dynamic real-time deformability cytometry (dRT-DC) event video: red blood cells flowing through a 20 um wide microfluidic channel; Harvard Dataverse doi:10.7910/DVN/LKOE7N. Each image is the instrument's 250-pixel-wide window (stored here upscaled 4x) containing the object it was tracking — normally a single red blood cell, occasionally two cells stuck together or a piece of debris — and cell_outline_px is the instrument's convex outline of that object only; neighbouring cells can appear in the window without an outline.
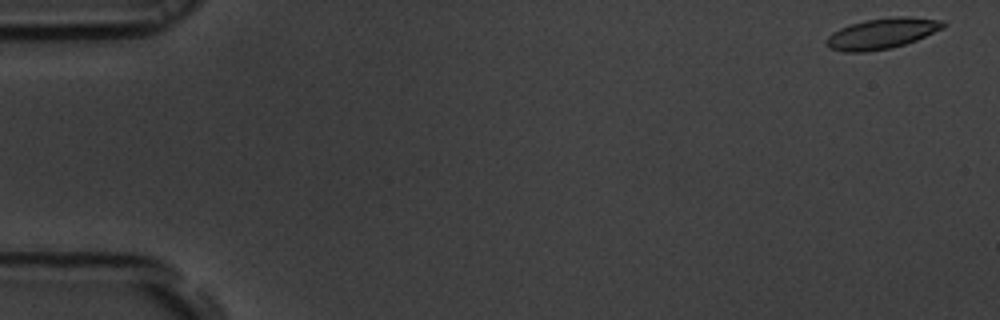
{"species": "common noctule bat (a hibernating species)", "species_latin": "Nyctalus noctula", "temperature_condition": "room temperature", "stored_images_in_passage": 54, "camera_frame_rate_fps": 3000, "um_per_image_px": 0.085, "animal": {"sex": "male", "body_mass_g": 19.5, "forearm_length_mm": 54.6}, "frame": {"image": 1, "passage_image": 1, "time_ms": 0.0, "image_size_px": [1000, 320], "cell_outline_px": [[948, 24], [944, 28], [916, 40], [892, 48], [864, 52], [844, 52], [828, 48], [824, 40], [832, 32], [840, 28], [864, 20], [896, 16], [904, 16], [944, 20]], "centroid_in_image_um": [74.97, 2.84], "position_along_channel_um": 10.0, "area_um2": 21.04}}
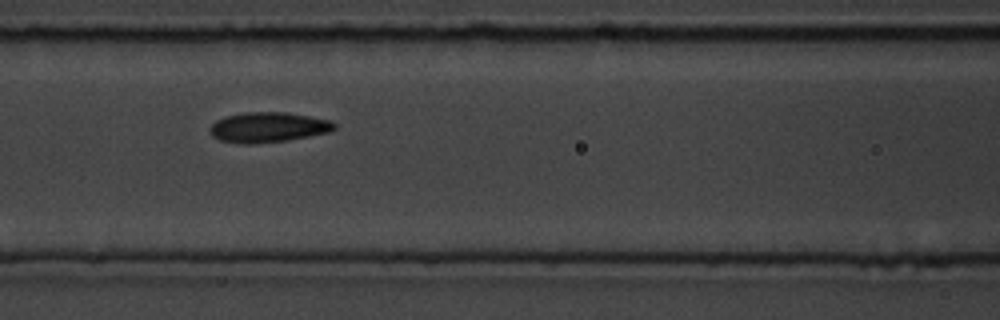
{"frame": {"image": 2, "passage_image": 23, "time_ms": 7.333, "image_size_px": [1000, 320], "cell_outline_px": [[336, 128], [328, 132], [288, 140], [252, 144], [240, 144], [220, 140], [212, 136], [208, 128], [216, 120], [224, 116], [244, 112], [288, 112], [328, 120], [336, 124]], "centroid_in_image_um": [22.73, 10.82], "position_along_channel_um": 143.9, "area_um2": 21.91}}
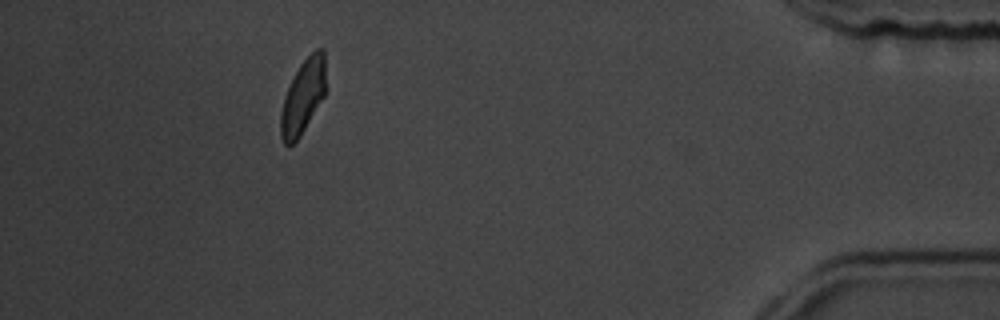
{"frame": {"image": 3, "passage_image": 49, "time_ms": 16.0, "image_size_px": [1000, 320], "cell_outline_px": [[324, 96], [300, 136], [288, 148], [284, 144], [280, 136], [280, 112], [284, 96], [300, 64], [316, 48], [324, 48]], "centroid_in_image_um": [25.72, 8.25], "position_along_channel_um": 409.5, "area_um2": 19.19}, "authors_computed_cell_mechanics": {"area_um2": 20.9525, "velocity_mm_per_s": 3.7124, "shape_relaxation_time_tau1_ms": 2.0622, "shape_relaxation_time_tau2_ms": 2.0689, "deformation_change_tau1": 0.1134, "deformation_change_tau2": 0.0919}}